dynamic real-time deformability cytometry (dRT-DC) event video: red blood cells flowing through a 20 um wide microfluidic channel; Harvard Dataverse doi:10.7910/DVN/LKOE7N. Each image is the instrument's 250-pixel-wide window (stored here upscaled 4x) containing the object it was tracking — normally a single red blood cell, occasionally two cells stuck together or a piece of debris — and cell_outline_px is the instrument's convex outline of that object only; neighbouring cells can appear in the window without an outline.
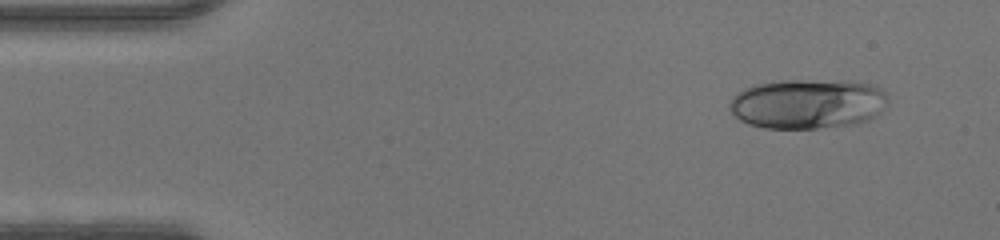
{"species": "human", "species_latin": "Homo sapiens", "temperature_condition": "warm", "stored_images_in_passage": 44, "camera_frame_rate_fps": 3000, "um_per_image_px": 0.085, "donor": {"sex": "male"}, "frame": {"image": 1, "passage_image": 1, "time_ms": 0.0, "image_size_px": [1000, 240], "cell_outline_px": [[888, 100], [880, 112], [876, 116], [868, 120], [856, 124], [816, 128], [764, 128], [748, 124], [740, 120], [728, 108], [728, 104], [732, 96], [736, 92], [744, 88], [756, 84], [780, 80], [840, 80], [868, 84], [880, 88], [884, 92]], "centroid_in_image_um": [68.61, 8.82], "position_along_channel_um": 16.4, "area_um2": 46.24}}
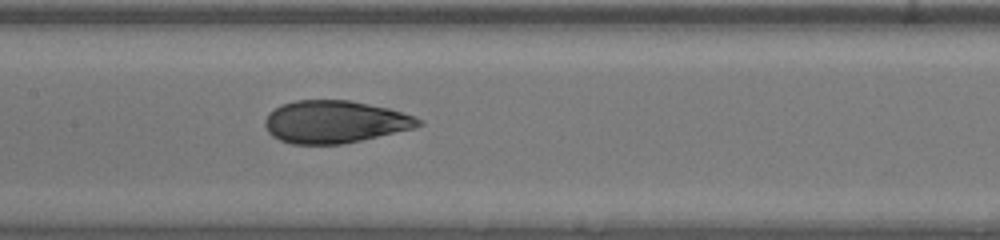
{"frame": {"image": 2, "passage_image": 19, "time_ms": 6.0, "image_size_px": [1000, 240], "cell_outline_px": [[424, 124], [416, 128], [360, 140], [340, 144], [292, 144], [280, 140], [272, 136], [268, 132], [264, 124], [264, 120], [268, 112], [280, 104], [296, 100], [348, 100], [388, 108], [416, 116], [424, 120]], "centroid_in_image_um": [28.46, 10.35], "position_along_channel_um": 178.9, "area_um2": 38.21}}
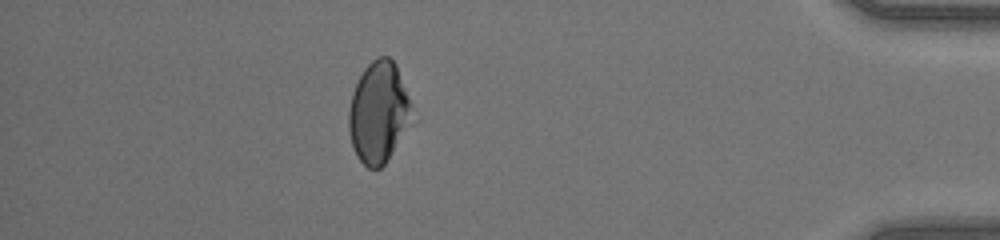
{"frame": {"image": 3, "passage_image": 38, "time_ms": 12.333, "image_size_px": [1000, 240], "cell_outline_px": [[416, 120], [384, 164], [380, 168], [368, 168], [356, 156], [352, 144], [348, 128], [348, 112], [352, 92], [364, 68], [372, 60], [380, 56], [388, 56], [396, 64], [408, 96]], "centroid_in_image_um": [32.21, 9.57], "position_along_channel_um": 403.0, "area_um2": 37.69}}